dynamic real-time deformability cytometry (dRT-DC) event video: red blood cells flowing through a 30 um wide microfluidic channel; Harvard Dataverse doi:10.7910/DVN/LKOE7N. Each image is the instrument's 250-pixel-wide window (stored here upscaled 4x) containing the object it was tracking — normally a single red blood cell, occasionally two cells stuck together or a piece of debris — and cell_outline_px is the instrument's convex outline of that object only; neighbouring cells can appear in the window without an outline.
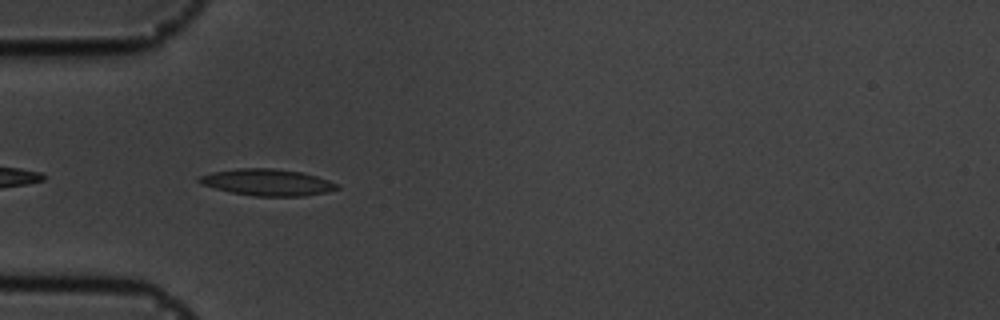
{"species": "common noctule bat (a hibernating species)", "species_latin": "Nyctalus noctula", "temperature_condition": "cold", "stored_images_in_passage": 26, "camera_frame_rate_fps": 3000, "um_per_image_px": 0.085, "animal": {"sex": "male", "body_mass_g": 19.5, "forearm_length_mm": 54.6}, "frame": {"image": 1, "passage_image": 2, "time_ms": 0.333, "image_size_px": [1000, 320], "cell_outline_px": [[340, 188], [328, 192], [304, 196], [252, 196], [232, 192], [200, 184], [196, 180], [196, 176], [212, 172], [236, 168], [272, 168], [300, 172], [316, 176], [340, 184]], "centroid_in_image_um": [22.71, 15.5], "position_along_channel_um": 62.3, "area_um2": 21.5}}
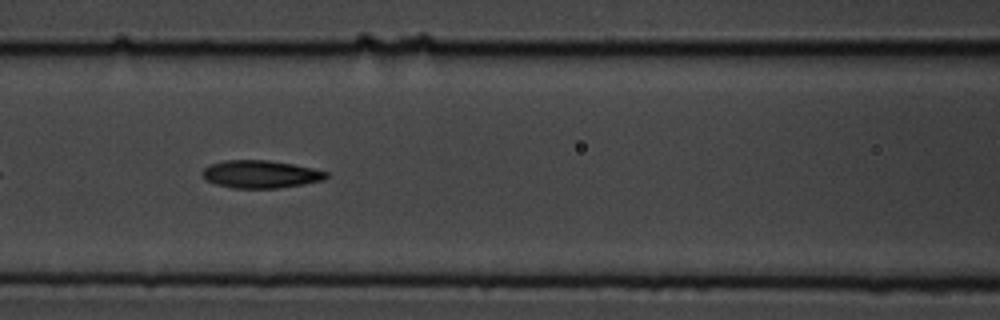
{"frame": {"image": 2, "passage_image": 9, "time_ms": 2.667, "image_size_px": [1000, 320], "cell_outline_px": [[328, 176], [324, 180], [304, 184], [280, 188], [232, 188], [216, 184], [208, 180], [204, 176], [204, 168], [208, 164], [224, 160], [268, 160], [292, 164], [312, 168], [328, 172]], "centroid_in_image_um": [22.17, 14.8], "position_along_channel_um": 144.4, "area_um2": 19.94}}
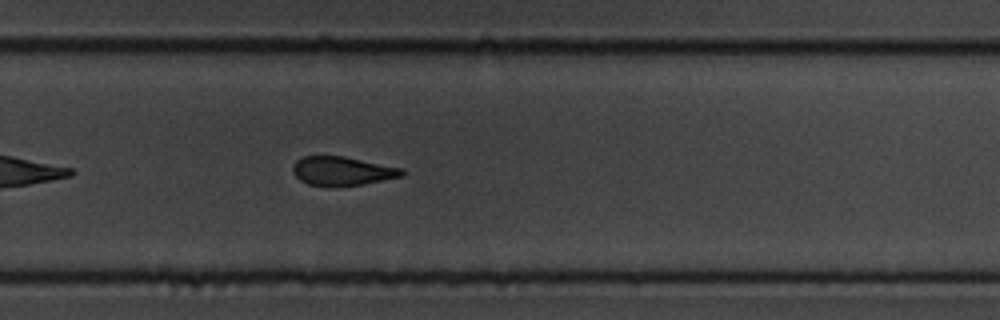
{"frame": {"image": 3, "passage_image": 22, "time_ms": 7.0, "image_size_px": [1000, 320], "cell_outline_px": [[404, 176], [364, 184], [308, 184], [300, 180], [292, 172], [292, 168], [296, 160], [304, 156], [344, 156], [404, 168]], "centroid_in_image_um": [29.13, 14.5], "position_along_channel_um": 300.7, "area_um2": 17.98}}